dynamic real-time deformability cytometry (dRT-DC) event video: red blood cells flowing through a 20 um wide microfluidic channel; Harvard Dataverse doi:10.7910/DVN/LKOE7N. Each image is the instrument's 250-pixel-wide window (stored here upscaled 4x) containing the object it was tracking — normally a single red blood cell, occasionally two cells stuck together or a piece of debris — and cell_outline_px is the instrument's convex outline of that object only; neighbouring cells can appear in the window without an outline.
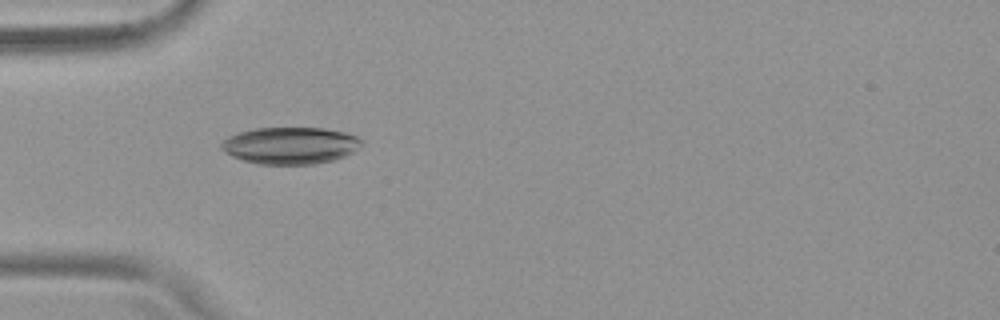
{"species": "common noctule bat (a hibernating species)", "species_latin": "Nyctalus noctula", "temperature_condition": "warm", "stored_images_in_passage": 37, "camera_frame_rate_fps": 3000, "um_per_image_px": 0.085, "animal": {"sex": "female", "body_mass_g": 19.9}, "frame": {"image": 1, "passage_image": 1, "time_ms": 0.0, "image_size_px": [1000, 320], "cell_outline_px": [[364, 144], [352, 152], [344, 156], [332, 160], [312, 164], [260, 164], [240, 160], [232, 156], [220, 148], [220, 144], [228, 136], [240, 132], [256, 128], [324, 128], [344, 132], [356, 136], [364, 140]], "centroid_in_image_um": [24.68, 12.36], "position_along_channel_um": 60.3, "area_um2": 30.17}}
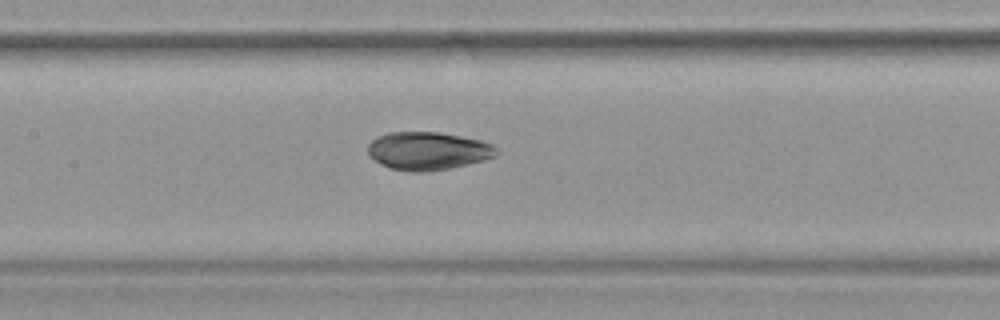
{"frame": {"image": 2, "passage_image": 10, "time_ms": 3.0, "image_size_px": [1000, 320], "cell_outline_px": [[500, 152], [496, 156], [484, 160], [448, 168], [428, 172], [408, 172], [388, 168], [380, 164], [368, 152], [368, 144], [376, 136], [388, 132], [440, 132], [480, 140], [492, 144]], "centroid_in_image_um": [36.37, 12.83], "position_along_channel_um": 171.0, "area_um2": 28.61}}
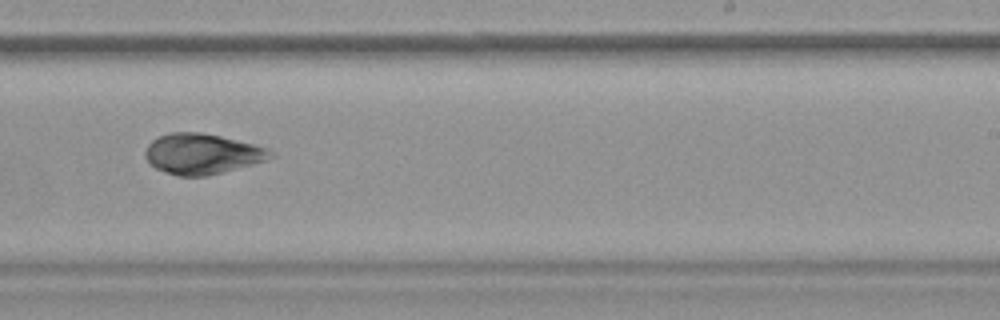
{"frame": {"image": 3, "passage_image": 18, "time_ms": 5.667, "image_size_px": [1000, 320], "cell_outline_px": [[276, 156], [268, 160], [208, 176], [176, 176], [156, 168], [144, 156], [144, 152], [148, 144], [152, 140], [168, 132], [200, 132], [220, 136], [268, 148]], "centroid_in_image_um": [17.18, 13.08], "position_along_channel_um": 271.8, "area_um2": 29.54}, "authors_computed_cell_mechanics": {"area_um2": 29.8826, "velocity_mm_per_s": 3.7981, "shape_relaxation_time_tau1_ms": null, "shape_relaxation_time_tau2_ms": 1.1629, "deformation_change_tau1": null, "deformation_change_tau2": 0.046}}